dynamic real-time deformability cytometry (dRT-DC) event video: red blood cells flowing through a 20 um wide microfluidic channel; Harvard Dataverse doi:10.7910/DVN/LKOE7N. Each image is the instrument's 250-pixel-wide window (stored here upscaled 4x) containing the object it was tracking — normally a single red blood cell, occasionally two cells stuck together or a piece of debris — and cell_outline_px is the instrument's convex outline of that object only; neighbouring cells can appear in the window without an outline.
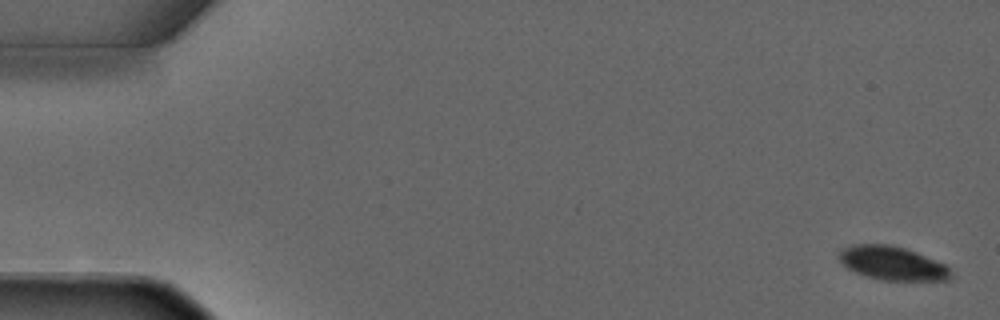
{"species": "common noctule bat (a hibernating species)", "species_latin": "Nyctalus noctula", "temperature_condition": "warm", "stored_images_in_passage": 4, "camera_frame_rate_fps": 3000, "um_per_image_px": 0.085, "animal": {"sex": "male", "forearm_length_mm": 52.5}, "frame": {"image": 1, "passage_image": 1, "time_ms": 0.0, "image_size_px": [1000, 320], "cell_outline_px": [[952, 276], [948, 280], [880, 280], [864, 276], [848, 268], [836, 256], [840, 248], [852, 244], [892, 244], [916, 252], [944, 264], [948, 268]], "centroid_in_image_um": [75.78, 22.36], "position_along_channel_um": 9.2, "area_um2": 22.02}}
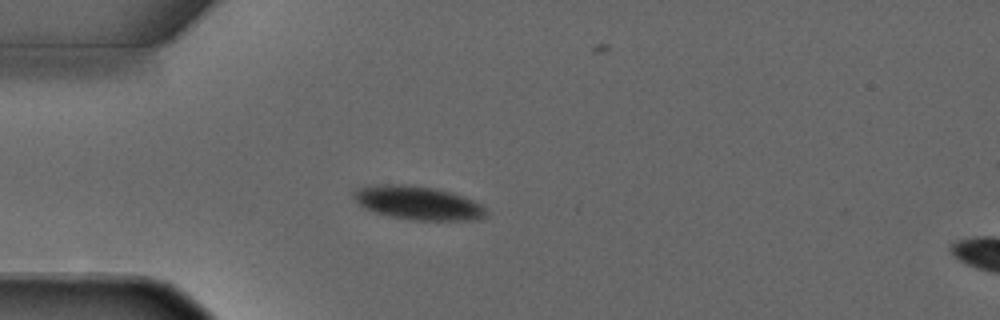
{"frame": {"image": 2, "passage_image": 4, "time_ms": 3.667, "image_size_px": [1000, 320], "cell_outline_px": [[484, 216], [480, 220], [412, 220], [392, 216], [376, 212], [364, 208], [352, 196], [352, 192], [356, 188], [376, 184], [404, 184], [432, 188], [452, 192], [464, 196], [480, 204], [484, 208]], "centroid_in_image_um": [35.49, 17.24], "position_along_channel_um": 49.5, "area_um2": 25.78}}